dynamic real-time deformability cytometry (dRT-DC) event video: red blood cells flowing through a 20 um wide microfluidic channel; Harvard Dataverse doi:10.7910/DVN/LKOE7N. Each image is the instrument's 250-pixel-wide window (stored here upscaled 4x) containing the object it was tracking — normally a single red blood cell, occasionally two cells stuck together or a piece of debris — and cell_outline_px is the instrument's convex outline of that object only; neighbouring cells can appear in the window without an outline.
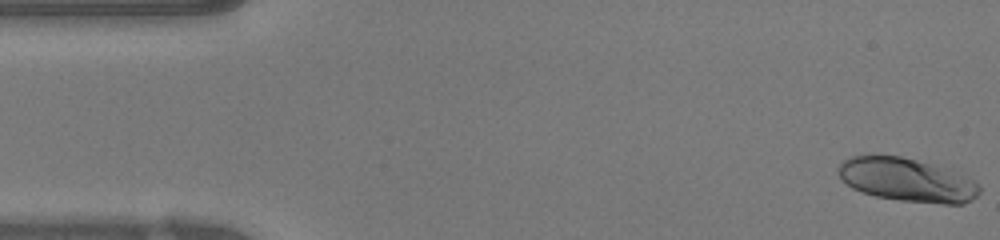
{"species": "human", "species_latin": "Homo sapiens", "temperature_condition": "warm", "stored_images_in_passage": 47, "camera_frame_rate_fps": 3000, "um_per_image_px": 0.085, "donor": {"sex": "female"}, "frame": {"image": 1, "passage_image": 1, "time_ms": 0.0, "image_size_px": [1000, 240], "cell_outline_px": [[980, 192], [972, 200], [964, 204], [944, 204], [900, 200], [876, 196], [852, 188], [840, 176], [836, 168], [844, 160], [852, 156], [900, 156], [916, 160], [944, 168], [964, 176], [980, 184]], "centroid_in_image_um": [77.11, 15.3], "position_along_channel_um": 7.9, "area_um2": 35.26}}
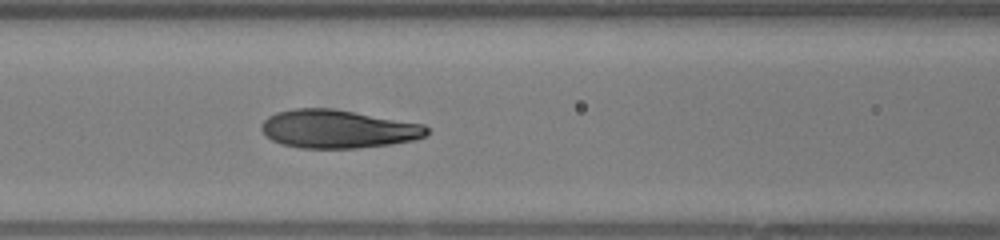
{"frame": {"image": 2, "passage_image": 19, "time_ms": 6.0, "image_size_px": [1000, 240], "cell_outline_px": [[428, 136], [416, 140], [392, 144], [356, 148], [300, 148], [280, 144], [272, 140], [260, 128], [260, 124], [268, 116], [276, 112], [292, 108], [332, 108], [424, 124], [428, 128]], "centroid_in_image_um": [28.73, 10.96], "position_along_channel_um": 137.9, "area_um2": 37.17}}
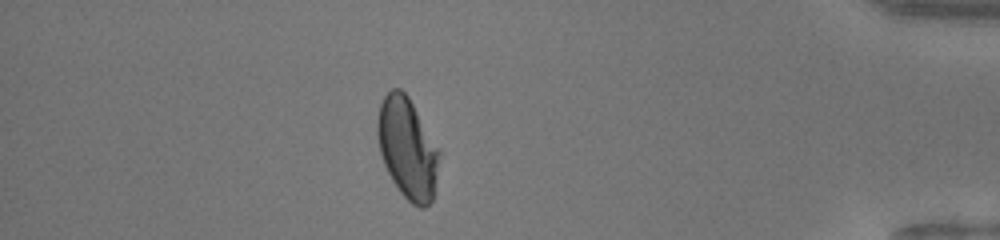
{"frame": {"image": 3, "passage_image": 41, "time_ms": 13.333, "image_size_px": [1000, 240], "cell_outline_px": [[440, 152], [432, 200], [424, 208], [420, 208], [412, 204], [400, 192], [392, 180], [384, 164], [380, 152], [376, 132], [376, 124], [380, 104], [384, 96], [392, 88], [400, 88], [408, 96], [440, 148]], "centroid_in_image_um": [34.62, 12.58], "position_along_channel_um": 400.6, "area_um2": 36.3}, "authors_computed_cell_mechanics": {"area_um2": 36.4718, "velocity_mm_per_s": 4.2529, "shape_relaxation_time_tau1_ms": 6.1794, "shape_relaxation_time_tau2_ms": 0.7256, "deformation_change_tau1": 0.2677, "deformation_change_tau2": 0.0546}}